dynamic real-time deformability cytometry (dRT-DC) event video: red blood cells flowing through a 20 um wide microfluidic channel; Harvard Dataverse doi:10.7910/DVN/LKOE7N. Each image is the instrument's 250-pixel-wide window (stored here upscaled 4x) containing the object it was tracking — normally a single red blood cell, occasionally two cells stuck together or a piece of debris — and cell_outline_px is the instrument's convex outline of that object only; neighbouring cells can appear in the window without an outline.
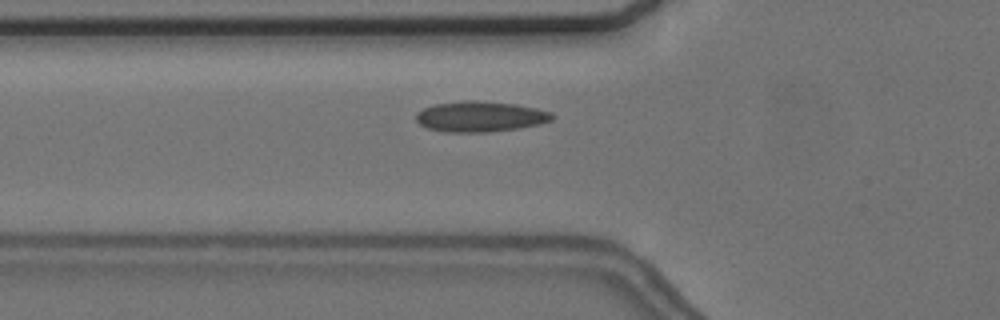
{"species": "common noctule bat (a hibernating species)", "species_latin": "Nyctalus noctula", "temperature_condition": "cold", "stored_images_in_passage": 43, "camera_frame_rate_fps": 3000, "um_per_image_px": 0.085, "animal": {"sex": "female", "body_mass_g": 24.6, "forearm_length_mm": 56.2}, "frame": {"image": 1, "passage_image": 7, "time_ms": 2.0, "image_size_px": [1000, 320], "cell_outline_px": [[556, 116], [552, 120], [540, 124], [520, 128], [488, 132], [444, 132], [428, 128], [420, 124], [416, 120], [416, 112], [432, 104], [468, 100], [476, 100], [516, 104], [536, 108], [552, 112]], "centroid_in_image_um": [40.84, 9.9], "position_along_channel_um": 85.0, "area_um2": 24.45}}
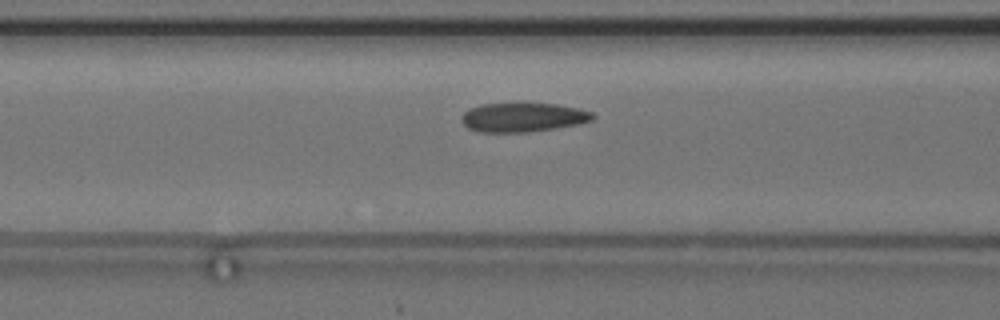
{"frame": {"image": 2, "passage_image": 10, "time_ms": 3.0, "image_size_px": [1000, 320], "cell_outline_px": [[596, 116], [592, 120], [576, 124], [528, 132], [480, 132], [468, 128], [460, 120], [460, 116], [464, 112], [472, 108], [484, 104], [556, 104], [576, 108], [592, 112]], "centroid_in_image_um": [44.42, 9.98], "position_along_channel_um": 122.2, "area_um2": 21.85}}
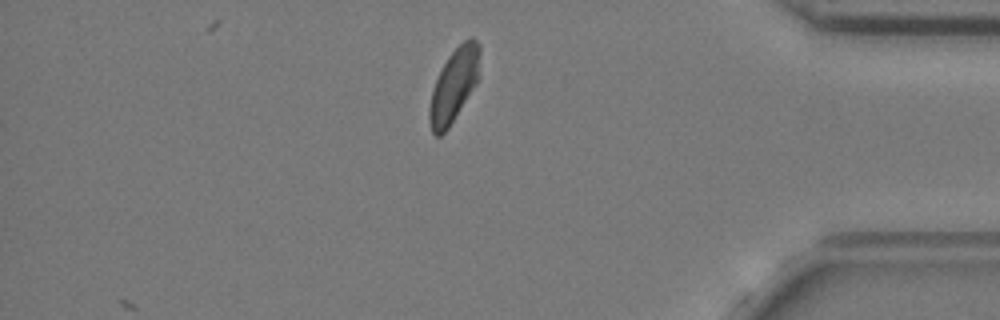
{"frame": {"image": 3, "passage_image": 35, "time_ms": 11.333, "image_size_px": [1000, 320], "cell_outline_px": [[480, 52], [476, 84], [448, 128], [440, 136], [436, 136], [432, 132], [428, 120], [428, 108], [432, 92], [436, 80], [448, 56], [464, 40], [472, 36], [480, 44]], "centroid_in_image_um": [38.57, 7.25], "position_along_channel_um": 396.6, "area_um2": 21.15}, "authors_computed_cell_mechanics": {"area_um2": 22.253, "velocity_mm_per_s": 3.6546, "shape_relaxation_time_tau1_ms": null, "shape_relaxation_time_tau2_ms": 2.963, "deformation_change_tau1": null, "deformation_change_tau2": 0.0622}}